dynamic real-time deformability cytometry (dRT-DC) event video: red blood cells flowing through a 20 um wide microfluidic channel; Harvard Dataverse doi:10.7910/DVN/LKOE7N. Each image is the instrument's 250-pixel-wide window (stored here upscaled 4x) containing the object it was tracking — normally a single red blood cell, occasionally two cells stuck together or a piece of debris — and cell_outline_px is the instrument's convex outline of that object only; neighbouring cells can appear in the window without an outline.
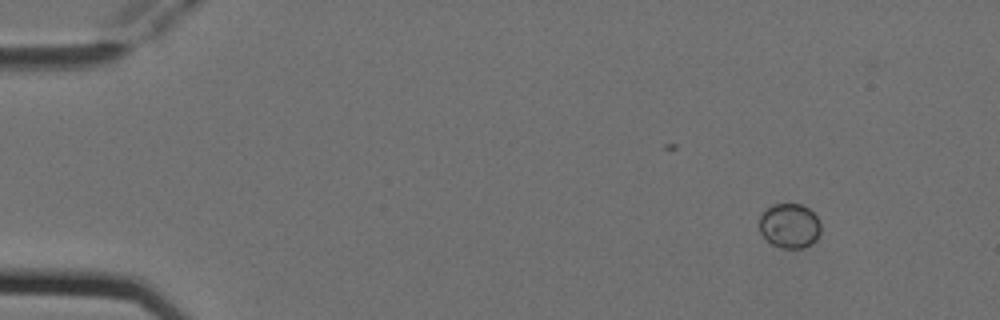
{"species": "Egyptian fruit bat (a non-hibernating species)", "species_latin": "Rousettus aegyptiacus", "temperature_condition": "cold", "stored_images_in_passage": 4, "camera_frame_rate_fps": 3000, "um_per_image_px": 0.085, "animal": {"sex": "female"}, "frame": {"image": 1, "passage_image": 1, "time_ms": 0.0, "image_size_px": [1000, 320], "cell_outline_px": [[820, 232], [816, 240], [812, 244], [804, 248], [780, 248], [772, 244], [760, 232], [760, 216], [772, 204], [800, 204], [808, 208], [820, 220]], "centroid_in_image_um": [67.14, 19.2], "position_along_channel_um": 17.9, "area_um2": 15.95}}